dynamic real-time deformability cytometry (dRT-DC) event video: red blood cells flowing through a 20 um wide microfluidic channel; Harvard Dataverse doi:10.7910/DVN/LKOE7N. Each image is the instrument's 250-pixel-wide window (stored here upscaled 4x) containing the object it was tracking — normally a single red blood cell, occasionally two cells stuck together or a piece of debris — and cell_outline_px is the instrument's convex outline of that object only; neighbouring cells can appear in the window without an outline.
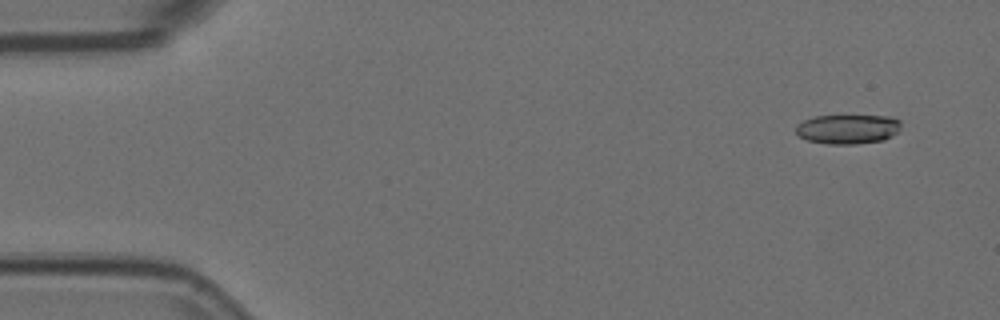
{"species": "Egyptian fruit bat (a non-hibernating species)", "species_latin": "Rousettus aegyptiacus", "temperature_condition": "room temperature", "stored_images_in_passage": 56, "camera_frame_rate_fps": 3000, "um_per_image_px": 0.085, "animal": {"sex": "female"}, "frame": {"image": 1, "passage_image": 4, "time_ms": 1.0, "image_size_px": [1000, 320], "cell_outline_px": [[896, 124], [888, 136], [880, 140], [812, 140], [804, 136], [808, 120], [824, 116], [876, 116], [896, 120]], "centroid_in_image_um": [72.18, 10.89], "position_along_channel_um": 12.8, "area_um2": 14.28}}
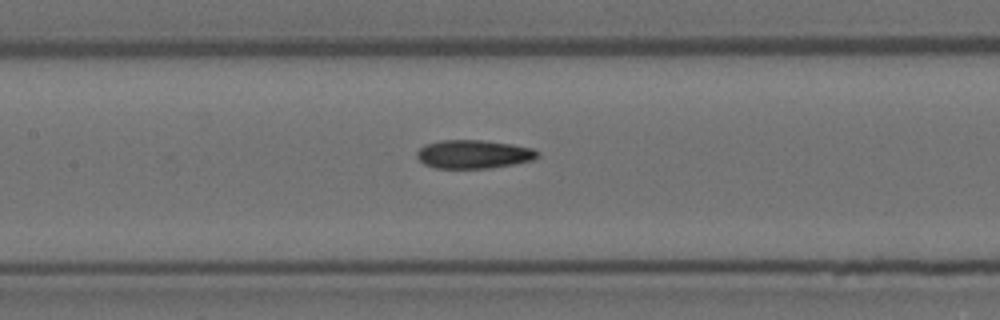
{"frame": {"image": 2, "passage_image": 26, "time_ms": 8.333, "image_size_px": [1000, 320], "cell_outline_px": [[536, 152], [532, 156], [524, 160], [504, 164], [468, 168], [448, 168], [432, 164], [424, 160], [420, 156], [420, 152], [424, 148], [432, 144], [464, 140], [500, 144], [524, 148]], "centroid_in_image_um": [40.2, 13.11], "position_along_channel_um": 167.2, "area_um2": 16.7}}
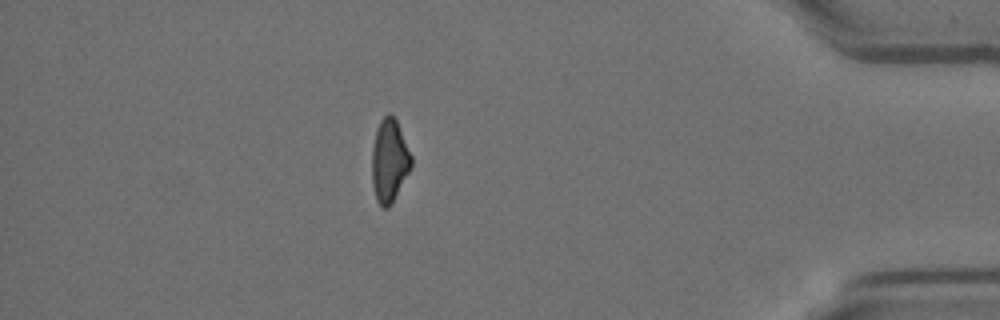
{"frame": {"image": 3, "passage_image": 49, "time_ms": 16.0, "image_size_px": [1000, 320], "cell_outline_px": [[412, 164], [392, 200], [388, 204], [380, 204], [376, 196], [372, 172], [372, 160], [376, 136], [380, 124], [384, 116], [392, 116], [396, 120], [412, 160]], "centroid_in_image_um": [33.1, 13.62], "position_along_channel_um": 402.1, "area_um2": 17.22}, "authors_computed_cell_mechanics": {"area_um2": 16.6175, "velocity_mm_per_s": 3.6412, "shape_relaxation_time_tau1_ms": null, "shape_relaxation_time_tau2_ms": 8.3293, "deformation_change_tau1": null, "deformation_change_tau2": 0.1892}}